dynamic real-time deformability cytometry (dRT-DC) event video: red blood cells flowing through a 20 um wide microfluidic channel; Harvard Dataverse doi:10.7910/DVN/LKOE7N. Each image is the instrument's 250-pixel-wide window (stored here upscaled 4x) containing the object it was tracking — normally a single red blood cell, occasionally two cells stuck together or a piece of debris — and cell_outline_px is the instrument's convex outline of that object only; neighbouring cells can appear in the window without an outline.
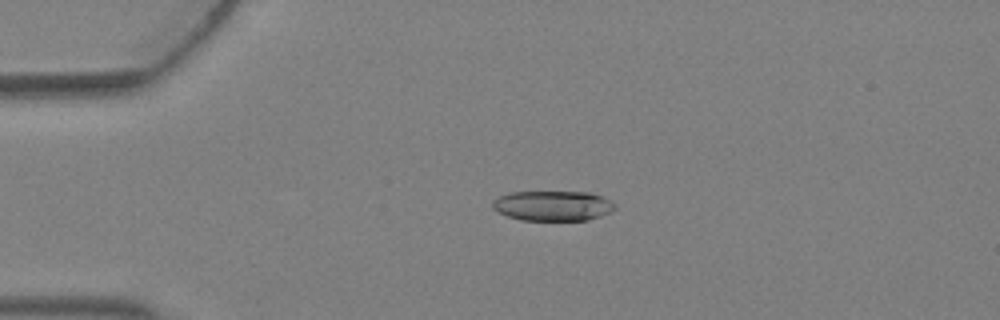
{"species": "Egyptian fruit bat (a non-hibernating species)", "species_latin": "Rousettus aegyptiacus", "temperature_condition": "warm", "stored_images_in_passage": 5, "camera_frame_rate_fps": 3000, "um_per_image_px": 0.085, "animal": {"sex": "female"}, "frame": {"image": 1, "passage_image": 3, "time_ms": 0.667, "image_size_px": [1000, 320], "cell_outline_px": [[616, 208], [600, 216], [588, 220], [520, 220], [508, 216], [492, 208], [492, 200], [500, 196], [512, 192], [592, 192], [604, 196], [616, 204]], "centroid_in_image_um": [47.02, 17.48], "position_along_channel_um": 38.0, "area_um2": 21.5}}
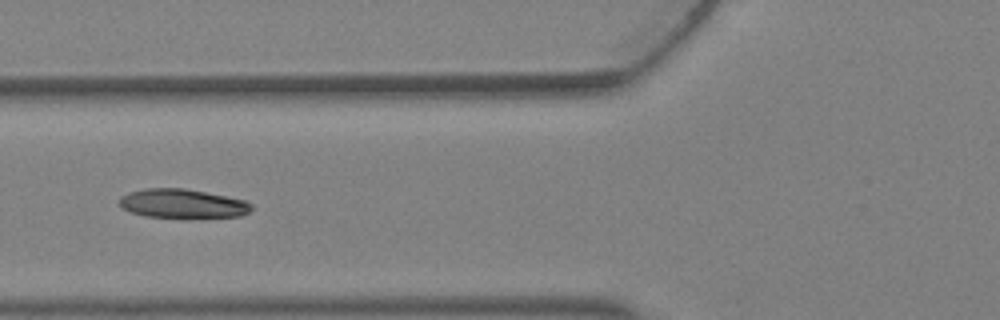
{"frame": {"image": 2, "passage_image": 5, "time_ms": 1.333, "image_size_px": [1000, 320], "cell_outline_px": [[252, 208], [248, 212], [240, 216], [188, 220], [184, 220], [144, 216], [120, 208], [120, 196], [128, 192], [144, 188], [184, 188], [244, 200], [252, 204]], "centroid_in_image_um": [15.49, 17.35], "position_along_channel_um": 110.3, "area_um2": 23.18}}